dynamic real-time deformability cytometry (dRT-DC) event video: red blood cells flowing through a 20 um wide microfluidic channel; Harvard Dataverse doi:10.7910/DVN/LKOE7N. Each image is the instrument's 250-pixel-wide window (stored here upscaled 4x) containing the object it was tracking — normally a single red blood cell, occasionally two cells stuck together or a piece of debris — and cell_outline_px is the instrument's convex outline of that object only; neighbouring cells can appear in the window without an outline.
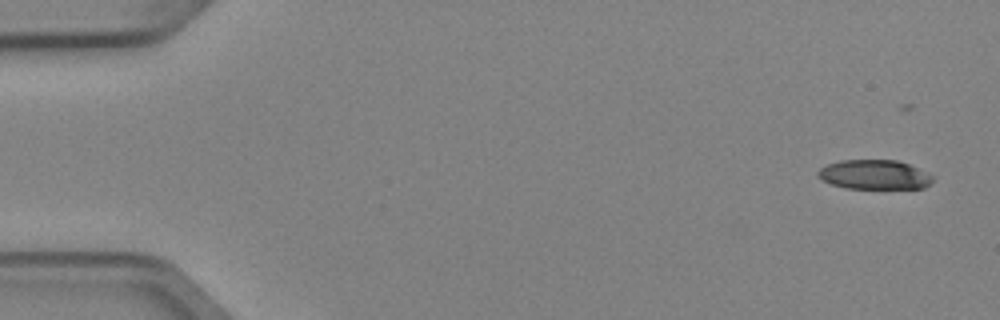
{"species": "Egyptian fruit bat (a non-hibernating species)", "species_latin": "Rousettus aegyptiacus", "temperature_condition": "cold", "stored_images_in_passage": 7, "camera_frame_rate_fps": 3000, "um_per_image_px": 0.085, "animal": {"sex": "female"}, "frame": {"image": 1, "passage_image": 1, "time_ms": 0.0, "image_size_px": [1000, 320], "cell_outline_px": [[932, 180], [924, 188], [844, 188], [832, 184], [816, 176], [816, 172], [820, 168], [828, 164], [840, 160], [896, 160], [908, 164], [932, 176]], "centroid_in_image_um": [74.26, 14.84], "position_along_channel_um": 10.7, "area_um2": 19.42}}
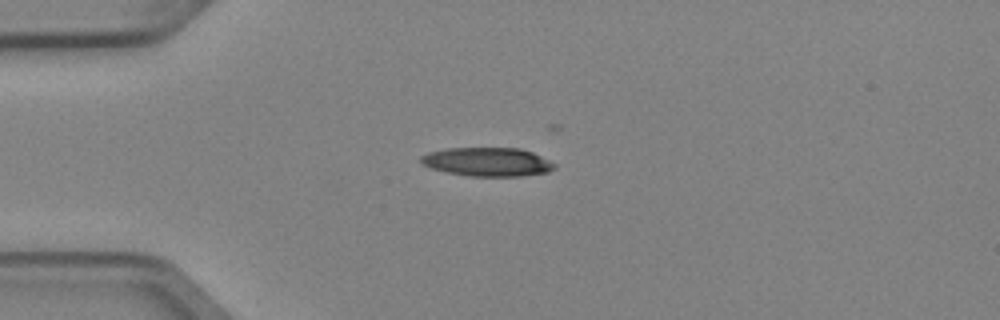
{"frame": {"image": 2, "passage_image": 4, "time_ms": 1.0, "image_size_px": [1000, 320], "cell_outline_px": [[556, 168], [548, 172], [520, 176], [468, 176], [448, 172], [432, 168], [424, 164], [420, 160], [420, 156], [428, 152], [444, 148], [520, 148], [532, 152], [556, 164]], "centroid_in_image_um": [41.44, 13.75], "position_along_channel_um": 43.6, "area_um2": 22.31}}
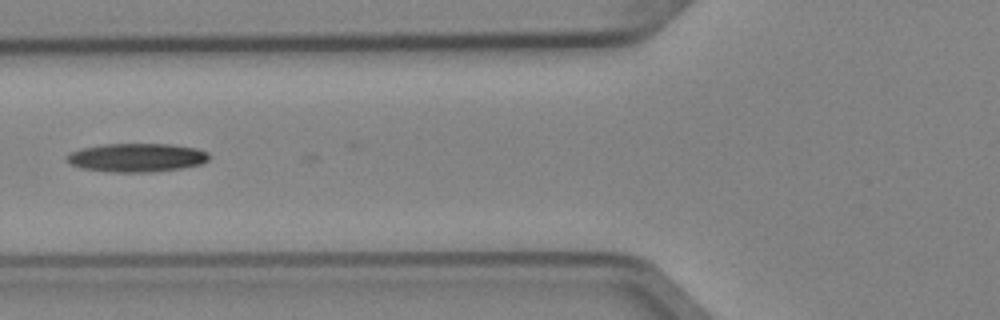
{"frame": {"image": 3, "passage_image": 6, "time_ms": 1.667, "image_size_px": [1000, 320], "cell_outline_px": [[208, 160], [200, 164], [180, 168], [152, 172], [112, 172], [80, 168], [72, 164], [64, 156], [80, 148], [100, 144], [172, 144], [196, 148], [208, 152]], "centroid_in_image_um": [11.6, 13.39], "position_along_channel_um": 114.2, "area_um2": 23.7}}